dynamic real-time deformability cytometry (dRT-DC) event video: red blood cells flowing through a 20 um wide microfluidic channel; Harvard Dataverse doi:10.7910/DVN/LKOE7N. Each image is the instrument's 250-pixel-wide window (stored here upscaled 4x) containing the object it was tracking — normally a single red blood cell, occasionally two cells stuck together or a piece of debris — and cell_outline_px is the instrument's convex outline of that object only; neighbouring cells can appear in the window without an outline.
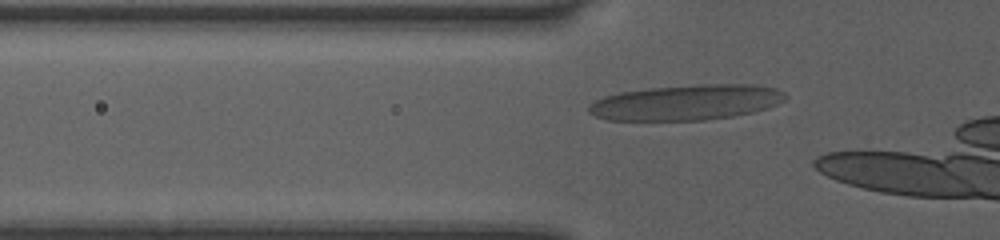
{"species": "human", "species_latin": "Homo sapiens", "temperature_condition": "room temperature", "stored_images_in_passage": 11, "camera_frame_rate_fps": 3000, "um_per_image_px": 0.085, "donor": {"sex": "female"}, "frame": {"image": 1, "passage_image": 5, "time_ms": 1.333, "image_size_px": [1000, 240], "cell_outline_px": [[788, 96], [784, 100], [768, 108], [752, 112], [732, 116], [704, 120], [608, 120], [596, 116], [588, 112], [588, 104], [604, 96], [620, 92], [648, 88], [700, 84], [752, 84], [776, 88], [784, 92]], "centroid_in_image_um": [58.34, 8.7], "position_along_channel_um": 67.5, "area_um2": 40.63}}